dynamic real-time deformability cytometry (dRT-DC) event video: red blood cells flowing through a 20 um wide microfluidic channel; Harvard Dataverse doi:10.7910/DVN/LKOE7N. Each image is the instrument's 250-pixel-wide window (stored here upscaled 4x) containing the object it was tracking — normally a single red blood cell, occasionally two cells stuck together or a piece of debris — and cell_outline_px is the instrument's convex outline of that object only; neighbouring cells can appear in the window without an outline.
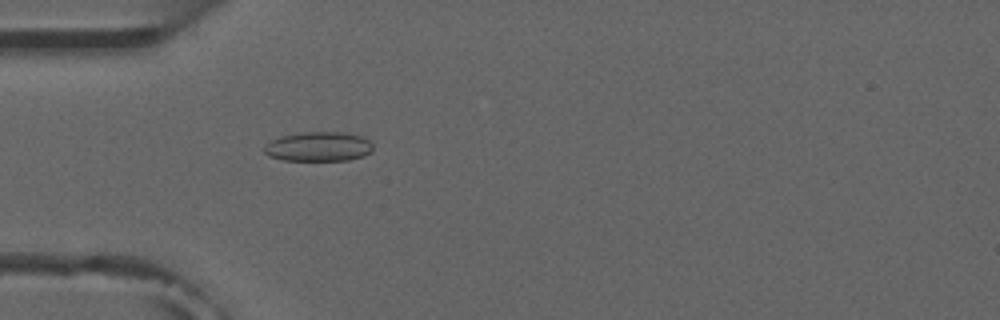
{"species": "common noctule bat (a hibernating species)", "species_latin": "Nyctalus noctula", "temperature_condition": "room temperature", "stored_images_in_passage": 5, "camera_frame_rate_fps": 3000, "um_per_image_px": 0.085, "animal": {"sex": "male", "forearm_length_mm": 52.5}, "frame": {"image": 1, "passage_image": 5, "time_ms": 4.333, "image_size_px": [1000, 320], "cell_outline_px": [[372, 152], [364, 156], [348, 160], [284, 160], [268, 156], [264, 152], [264, 144], [280, 136], [304, 132], [344, 132], [364, 136], [372, 144]], "centroid_in_image_um": [27.08, 12.45], "position_along_channel_um": 57.9, "area_um2": 18.84}}